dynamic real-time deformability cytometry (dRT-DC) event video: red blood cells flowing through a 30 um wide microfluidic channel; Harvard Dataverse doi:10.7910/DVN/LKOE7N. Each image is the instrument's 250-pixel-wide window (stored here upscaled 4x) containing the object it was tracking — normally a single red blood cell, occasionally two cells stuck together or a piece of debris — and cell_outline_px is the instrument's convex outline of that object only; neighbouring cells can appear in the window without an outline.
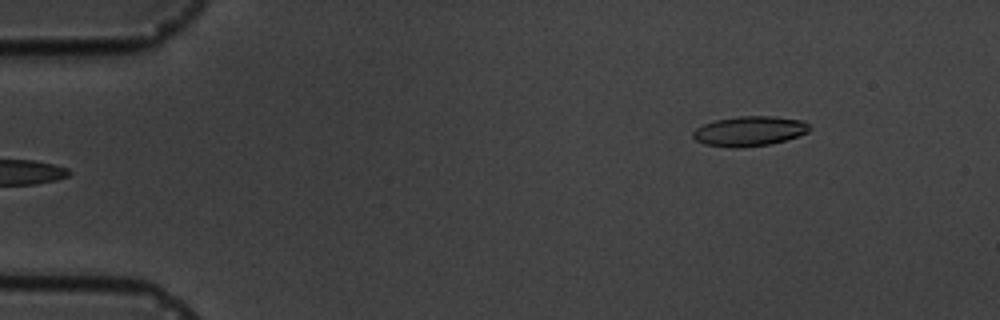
{"species": "common noctule bat (a hibernating species)", "species_latin": "Nyctalus noctula", "temperature_condition": "cold", "stored_images_in_passage": 6, "segment_of_instrument_passage": [2, 2], "camera_frame_rate_fps": 3000, "um_per_image_px": 0.085, "animal": {"sex": "male", "body_mass_g": 19.5, "forearm_length_mm": 54.6}, "frame": {"image": 1, "passage_image": 6, "time_ms": 5.667, "image_size_px": [1000, 320], "cell_outline_px": [[812, 128], [808, 132], [784, 140], [768, 144], [736, 148], [704, 144], [696, 140], [692, 136], [692, 132], [696, 128], [704, 124], [716, 120], [740, 116], [772, 116], [804, 120]], "centroid_in_image_um": [63.7, 11.13], "position_along_channel_um": 21.3, "area_um2": 20.11}}